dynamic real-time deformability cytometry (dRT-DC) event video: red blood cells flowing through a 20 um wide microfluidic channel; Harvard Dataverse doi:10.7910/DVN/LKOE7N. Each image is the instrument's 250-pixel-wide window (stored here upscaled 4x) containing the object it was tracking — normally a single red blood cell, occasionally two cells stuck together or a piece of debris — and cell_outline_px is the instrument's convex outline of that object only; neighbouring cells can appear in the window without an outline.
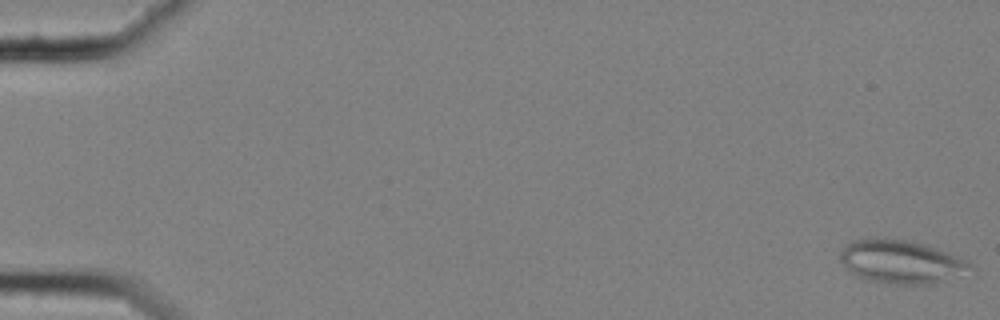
{"species": "common noctule bat (a hibernating species)", "species_latin": "Nyctalus noctula", "temperature_condition": "cold", "stored_images_in_passage": 58, "camera_frame_rate_fps": 3000, "um_per_image_px": 0.085, "animal": {"sex": "female", "body_mass_g": 25.1}, "frame": {"image": 1, "passage_image": 1, "time_ms": 0.0, "image_size_px": [1000, 320], "cell_outline_px": [[976, 268], [932, 284], [884, 284], [868, 280], [856, 276], [840, 260], [840, 252], [852, 240], [876, 236], [908, 240], [924, 244], [960, 256], [968, 260]], "centroid_in_image_um": [76.59, 22.23], "position_along_channel_um": 8.4, "area_um2": 33.12}}
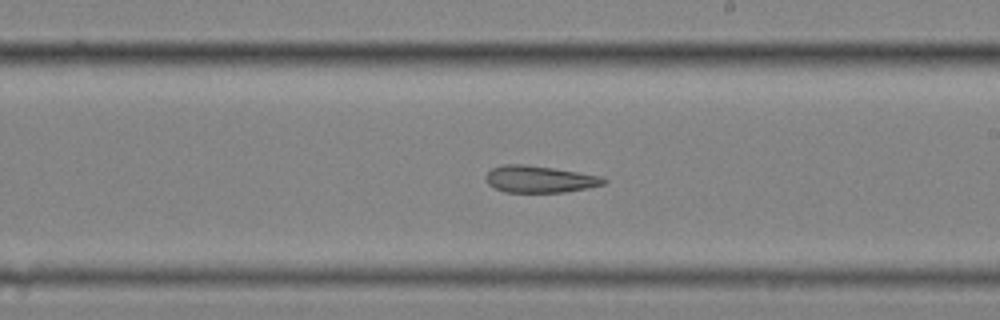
{"frame": {"image": 2, "passage_image": 35, "time_ms": 11.333, "image_size_px": [1000, 320], "cell_outline_px": [[608, 180], [604, 184], [588, 188], [564, 192], [504, 192], [488, 184], [484, 176], [492, 168], [504, 164], [528, 164], [600, 176]], "centroid_in_image_um": [45.84, 15.23], "position_along_channel_um": 243.2, "area_um2": 18.38}}
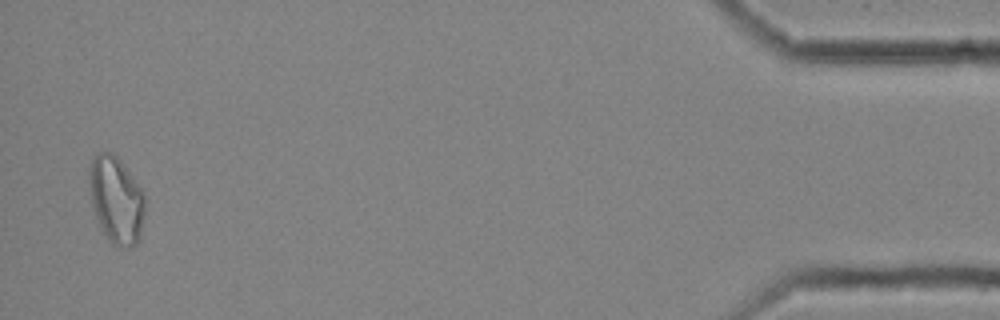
{"frame": {"image": 3, "passage_image": 57, "time_ms": 18.667, "image_size_px": [1000, 320], "cell_outline_px": [[144, 216], [140, 240], [132, 248], [128, 248], [112, 244], [108, 240], [100, 228], [92, 204], [88, 180], [88, 168], [96, 152], [112, 152], [120, 160], [144, 192]], "centroid_in_image_um": [9.87, 17.0], "position_along_channel_um": 425.3, "area_um2": 28.5}}